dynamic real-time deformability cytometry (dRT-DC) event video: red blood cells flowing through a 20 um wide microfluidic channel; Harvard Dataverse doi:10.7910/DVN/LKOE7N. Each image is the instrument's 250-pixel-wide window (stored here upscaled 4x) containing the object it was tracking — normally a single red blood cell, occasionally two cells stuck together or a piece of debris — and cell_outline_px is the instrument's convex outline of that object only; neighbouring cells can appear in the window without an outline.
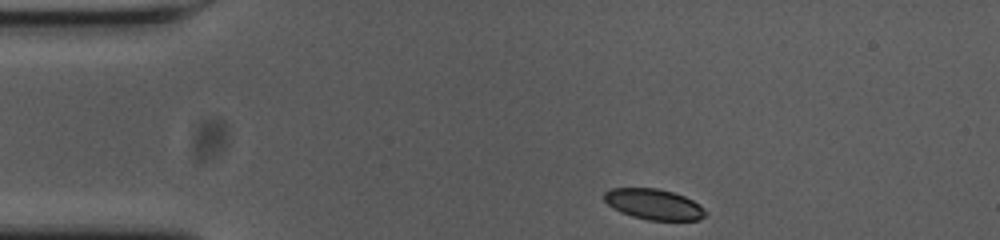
{"species": "common noctule bat (a hibernating species)", "species_latin": "Nyctalus noctula", "temperature_condition": "cold", "stored_images_in_passage": 38, "camera_frame_rate_fps": 3000, "um_per_image_px": 0.085, "animal": {"sex": "female", "body_mass_g": 23.0, "forearm_length_mm": 53.4}, "frame": {"image": 1, "passage_image": 1, "time_ms": 0.0, "image_size_px": [1000, 240], "cell_outline_px": [[708, 212], [700, 220], [648, 220], [632, 216], [620, 212], [612, 208], [604, 200], [604, 192], [612, 188], [656, 188], [672, 192], [684, 196], [700, 204]], "centroid_in_image_um": [55.58, 17.37], "position_along_channel_um": 29.4, "area_um2": 18.15}}
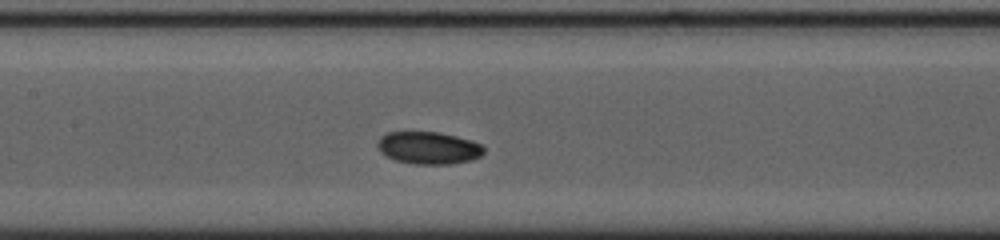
{"frame": {"image": 2, "passage_image": 17, "time_ms": 5.333, "image_size_px": [1000, 240], "cell_outline_px": [[484, 152], [480, 156], [472, 160], [448, 164], [416, 164], [396, 160], [380, 152], [376, 144], [380, 136], [388, 132], [440, 132], [472, 140], [480, 144], [484, 148]], "centroid_in_image_um": [36.42, 12.56], "position_along_channel_um": 171.0, "area_um2": 20.06}}
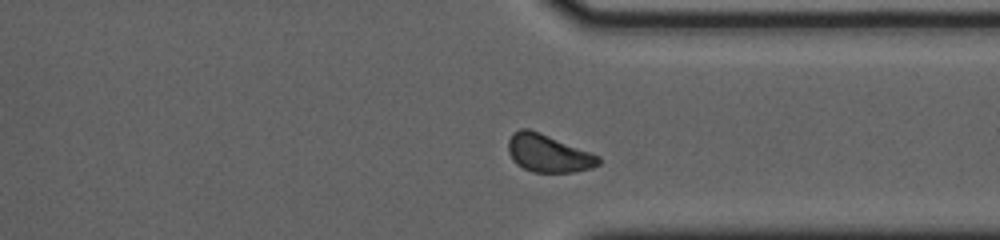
{"frame": {"image": 3, "passage_image": 33, "time_ms": 10.667, "image_size_px": [1000, 240], "cell_outline_px": [[600, 164], [592, 168], [576, 172], [532, 172], [516, 164], [512, 160], [508, 152], [508, 140], [512, 132], [520, 128], [528, 128], [540, 132], [600, 156]], "centroid_in_image_um": [46.58, 13.03], "position_along_channel_um": 364.8, "area_um2": 20.0}, "authors_computed_cell_mechanics": {"area_um2": 19.8254, "velocity_mm_per_s": 3.6438, "shape_relaxation_time_tau1_ms": 2.3776, "shape_relaxation_time_tau2_ms": null, "deformation_change_tau1": 0.0839, "deformation_change_tau2": null}}